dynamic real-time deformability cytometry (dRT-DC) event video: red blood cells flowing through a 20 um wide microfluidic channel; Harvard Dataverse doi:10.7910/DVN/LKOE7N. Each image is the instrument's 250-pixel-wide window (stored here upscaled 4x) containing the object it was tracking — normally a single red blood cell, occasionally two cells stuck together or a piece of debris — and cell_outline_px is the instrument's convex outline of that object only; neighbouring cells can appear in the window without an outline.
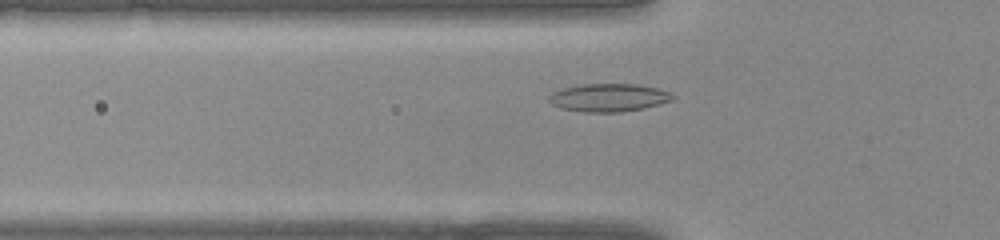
{"species": "common noctule bat (a hibernating species)", "species_latin": "Nyctalus noctula", "temperature_condition": "warm", "stored_images_in_passage": 34, "camera_frame_rate_fps": 3000, "um_per_image_px": 0.085, "animal": {"sex": "female", "body_mass_g": 22.0, "forearm_length_mm": 56.7}, "frame": {"image": 1, "passage_image": 7, "time_ms": 2.0, "image_size_px": [1000, 240], "cell_outline_px": [[676, 96], [672, 100], [644, 108], [620, 112], [584, 112], [560, 108], [552, 104], [548, 100], [548, 96], [552, 92], [564, 88], [580, 84], [636, 84], [656, 88], [668, 92]], "centroid_in_image_um": [51.7, 8.3], "position_along_channel_um": 74.1, "area_um2": 20.11}}
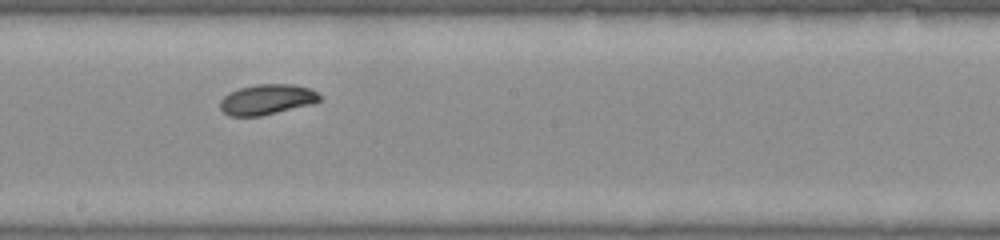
{"frame": {"image": 2, "passage_image": 16, "time_ms": 5.0, "image_size_px": [1000, 240], "cell_outline_px": [[320, 100], [316, 104], [260, 116], [228, 116], [220, 108], [220, 100], [224, 96], [240, 88], [256, 84], [292, 84], [312, 88], [320, 96]], "centroid_in_image_um": [22.73, 8.46], "position_along_channel_um": 225.5, "area_um2": 17.74}}
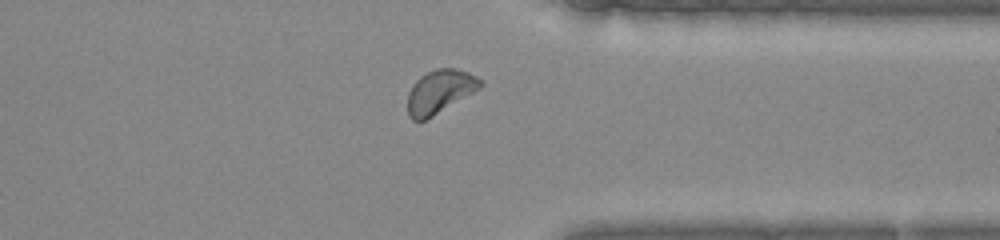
{"frame": {"image": 3, "passage_image": 25, "time_ms": 8.0, "image_size_px": [1000, 240], "cell_outline_px": [[484, 84], [480, 88], [432, 116], [424, 120], [412, 120], [408, 116], [408, 92], [412, 84], [420, 76], [436, 68], [456, 68], [468, 72], [484, 80]], "centroid_in_image_um": [37.38, 7.76], "position_along_channel_um": 374.0, "area_um2": 18.32}}